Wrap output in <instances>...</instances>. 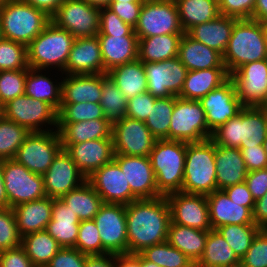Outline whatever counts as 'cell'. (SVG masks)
Returning <instances> with one entry per match:
<instances>
[{
	"label": "cell",
	"mask_w": 267,
	"mask_h": 267,
	"mask_svg": "<svg viewBox=\"0 0 267 267\" xmlns=\"http://www.w3.org/2000/svg\"><path fill=\"white\" fill-rule=\"evenodd\" d=\"M171 222L170 207L164 196L136 199L126 205L128 253L167 241Z\"/></svg>",
	"instance_id": "6da1fadb"
},
{
	"label": "cell",
	"mask_w": 267,
	"mask_h": 267,
	"mask_svg": "<svg viewBox=\"0 0 267 267\" xmlns=\"http://www.w3.org/2000/svg\"><path fill=\"white\" fill-rule=\"evenodd\" d=\"M222 58L229 75L244 64L267 59L264 23L254 19H237Z\"/></svg>",
	"instance_id": "7a4b0ae2"
},
{
	"label": "cell",
	"mask_w": 267,
	"mask_h": 267,
	"mask_svg": "<svg viewBox=\"0 0 267 267\" xmlns=\"http://www.w3.org/2000/svg\"><path fill=\"white\" fill-rule=\"evenodd\" d=\"M267 135V116L257 107L244 106L240 112L212 132L215 145L247 148L263 145Z\"/></svg>",
	"instance_id": "3957f363"
},
{
	"label": "cell",
	"mask_w": 267,
	"mask_h": 267,
	"mask_svg": "<svg viewBox=\"0 0 267 267\" xmlns=\"http://www.w3.org/2000/svg\"><path fill=\"white\" fill-rule=\"evenodd\" d=\"M186 142L157 140L149 154L158 193L166 197L181 192L184 179Z\"/></svg>",
	"instance_id": "277c9868"
},
{
	"label": "cell",
	"mask_w": 267,
	"mask_h": 267,
	"mask_svg": "<svg viewBox=\"0 0 267 267\" xmlns=\"http://www.w3.org/2000/svg\"><path fill=\"white\" fill-rule=\"evenodd\" d=\"M51 22L44 11L21 1L9 0L0 7L2 37L27 46Z\"/></svg>",
	"instance_id": "5b68a950"
},
{
	"label": "cell",
	"mask_w": 267,
	"mask_h": 267,
	"mask_svg": "<svg viewBox=\"0 0 267 267\" xmlns=\"http://www.w3.org/2000/svg\"><path fill=\"white\" fill-rule=\"evenodd\" d=\"M215 144L211 139L186 143L181 192L208 195L217 190Z\"/></svg>",
	"instance_id": "8992f818"
},
{
	"label": "cell",
	"mask_w": 267,
	"mask_h": 267,
	"mask_svg": "<svg viewBox=\"0 0 267 267\" xmlns=\"http://www.w3.org/2000/svg\"><path fill=\"white\" fill-rule=\"evenodd\" d=\"M74 39L67 30L57 27L51 21L27 45L28 66L40 70H47L53 66L52 68L57 67V71H61L62 74L66 67Z\"/></svg>",
	"instance_id": "52a82bcc"
},
{
	"label": "cell",
	"mask_w": 267,
	"mask_h": 267,
	"mask_svg": "<svg viewBox=\"0 0 267 267\" xmlns=\"http://www.w3.org/2000/svg\"><path fill=\"white\" fill-rule=\"evenodd\" d=\"M206 114L199 100H187L175 96L169 140L186 143L201 142L211 138Z\"/></svg>",
	"instance_id": "ba28073f"
},
{
	"label": "cell",
	"mask_w": 267,
	"mask_h": 267,
	"mask_svg": "<svg viewBox=\"0 0 267 267\" xmlns=\"http://www.w3.org/2000/svg\"><path fill=\"white\" fill-rule=\"evenodd\" d=\"M2 176L10 208L46 197L43 175L32 173L14 159L2 160Z\"/></svg>",
	"instance_id": "9c48e42d"
},
{
	"label": "cell",
	"mask_w": 267,
	"mask_h": 267,
	"mask_svg": "<svg viewBox=\"0 0 267 267\" xmlns=\"http://www.w3.org/2000/svg\"><path fill=\"white\" fill-rule=\"evenodd\" d=\"M134 32L138 39L184 34L175 0L144 1Z\"/></svg>",
	"instance_id": "30bf717a"
},
{
	"label": "cell",
	"mask_w": 267,
	"mask_h": 267,
	"mask_svg": "<svg viewBox=\"0 0 267 267\" xmlns=\"http://www.w3.org/2000/svg\"><path fill=\"white\" fill-rule=\"evenodd\" d=\"M63 149L57 130L30 132L14 157L32 173L43 175Z\"/></svg>",
	"instance_id": "8fae6325"
},
{
	"label": "cell",
	"mask_w": 267,
	"mask_h": 267,
	"mask_svg": "<svg viewBox=\"0 0 267 267\" xmlns=\"http://www.w3.org/2000/svg\"><path fill=\"white\" fill-rule=\"evenodd\" d=\"M3 116L25 127L30 132L57 130V111L48 103L25 94L3 105ZM47 129H44V126ZM53 126V129L46 127ZM55 128V129H54Z\"/></svg>",
	"instance_id": "7c38bea8"
},
{
	"label": "cell",
	"mask_w": 267,
	"mask_h": 267,
	"mask_svg": "<svg viewBox=\"0 0 267 267\" xmlns=\"http://www.w3.org/2000/svg\"><path fill=\"white\" fill-rule=\"evenodd\" d=\"M102 242V255L128 253L126 205L103 203L93 218Z\"/></svg>",
	"instance_id": "4fadbf2b"
},
{
	"label": "cell",
	"mask_w": 267,
	"mask_h": 267,
	"mask_svg": "<svg viewBox=\"0 0 267 267\" xmlns=\"http://www.w3.org/2000/svg\"><path fill=\"white\" fill-rule=\"evenodd\" d=\"M51 21L74 38L93 37L99 33L100 9L84 0H65Z\"/></svg>",
	"instance_id": "5bb4252c"
},
{
	"label": "cell",
	"mask_w": 267,
	"mask_h": 267,
	"mask_svg": "<svg viewBox=\"0 0 267 267\" xmlns=\"http://www.w3.org/2000/svg\"><path fill=\"white\" fill-rule=\"evenodd\" d=\"M114 154L149 156L157 139L143 121L124 117L112 124Z\"/></svg>",
	"instance_id": "9a60e30c"
},
{
	"label": "cell",
	"mask_w": 267,
	"mask_h": 267,
	"mask_svg": "<svg viewBox=\"0 0 267 267\" xmlns=\"http://www.w3.org/2000/svg\"><path fill=\"white\" fill-rule=\"evenodd\" d=\"M143 65L147 78V92L156 98L180 95L188 70L178 56L162 62L143 63Z\"/></svg>",
	"instance_id": "2e32d148"
},
{
	"label": "cell",
	"mask_w": 267,
	"mask_h": 267,
	"mask_svg": "<svg viewBox=\"0 0 267 267\" xmlns=\"http://www.w3.org/2000/svg\"><path fill=\"white\" fill-rule=\"evenodd\" d=\"M171 222L200 230H211L206 195L176 192L166 196Z\"/></svg>",
	"instance_id": "e0dca14e"
},
{
	"label": "cell",
	"mask_w": 267,
	"mask_h": 267,
	"mask_svg": "<svg viewBox=\"0 0 267 267\" xmlns=\"http://www.w3.org/2000/svg\"><path fill=\"white\" fill-rule=\"evenodd\" d=\"M199 102L205 111L207 126L211 133L234 118L244 107L237 97L236 87L231 78L210 91Z\"/></svg>",
	"instance_id": "ac0fdd59"
},
{
	"label": "cell",
	"mask_w": 267,
	"mask_h": 267,
	"mask_svg": "<svg viewBox=\"0 0 267 267\" xmlns=\"http://www.w3.org/2000/svg\"><path fill=\"white\" fill-rule=\"evenodd\" d=\"M113 160L120 166L125 174L131 191L132 201L136 199H150L160 197L155 175L149 156H125L114 154Z\"/></svg>",
	"instance_id": "d6986e66"
},
{
	"label": "cell",
	"mask_w": 267,
	"mask_h": 267,
	"mask_svg": "<svg viewBox=\"0 0 267 267\" xmlns=\"http://www.w3.org/2000/svg\"><path fill=\"white\" fill-rule=\"evenodd\" d=\"M43 178L46 196L54 199L61 198L87 180L65 149L57 154Z\"/></svg>",
	"instance_id": "ffe728a7"
},
{
	"label": "cell",
	"mask_w": 267,
	"mask_h": 267,
	"mask_svg": "<svg viewBox=\"0 0 267 267\" xmlns=\"http://www.w3.org/2000/svg\"><path fill=\"white\" fill-rule=\"evenodd\" d=\"M87 181L101 196L103 203L128 205L132 202L130 185L114 160L95 170Z\"/></svg>",
	"instance_id": "44dd1931"
},
{
	"label": "cell",
	"mask_w": 267,
	"mask_h": 267,
	"mask_svg": "<svg viewBox=\"0 0 267 267\" xmlns=\"http://www.w3.org/2000/svg\"><path fill=\"white\" fill-rule=\"evenodd\" d=\"M243 106H257L267 93V59L244 64L230 75Z\"/></svg>",
	"instance_id": "7402d4cb"
},
{
	"label": "cell",
	"mask_w": 267,
	"mask_h": 267,
	"mask_svg": "<svg viewBox=\"0 0 267 267\" xmlns=\"http://www.w3.org/2000/svg\"><path fill=\"white\" fill-rule=\"evenodd\" d=\"M62 147L86 178L114 158L113 138L62 144Z\"/></svg>",
	"instance_id": "603a6c76"
},
{
	"label": "cell",
	"mask_w": 267,
	"mask_h": 267,
	"mask_svg": "<svg viewBox=\"0 0 267 267\" xmlns=\"http://www.w3.org/2000/svg\"><path fill=\"white\" fill-rule=\"evenodd\" d=\"M107 73L104 69L100 42L96 36L75 38L62 75Z\"/></svg>",
	"instance_id": "cb8c5ba5"
},
{
	"label": "cell",
	"mask_w": 267,
	"mask_h": 267,
	"mask_svg": "<svg viewBox=\"0 0 267 267\" xmlns=\"http://www.w3.org/2000/svg\"><path fill=\"white\" fill-rule=\"evenodd\" d=\"M212 229L228 224H255L253 212L232 201L223 190L206 195Z\"/></svg>",
	"instance_id": "d4e9b609"
},
{
	"label": "cell",
	"mask_w": 267,
	"mask_h": 267,
	"mask_svg": "<svg viewBox=\"0 0 267 267\" xmlns=\"http://www.w3.org/2000/svg\"><path fill=\"white\" fill-rule=\"evenodd\" d=\"M62 80L61 104L100 103L103 73L65 75Z\"/></svg>",
	"instance_id": "484cf974"
},
{
	"label": "cell",
	"mask_w": 267,
	"mask_h": 267,
	"mask_svg": "<svg viewBox=\"0 0 267 267\" xmlns=\"http://www.w3.org/2000/svg\"><path fill=\"white\" fill-rule=\"evenodd\" d=\"M217 190L245 182L247 169L239 148L215 145Z\"/></svg>",
	"instance_id": "4316f807"
},
{
	"label": "cell",
	"mask_w": 267,
	"mask_h": 267,
	"mask_svg": "<svg viewBox=\"0 0 267 267\" xmlns=\"http://www.w3.org/2000/svg\"><path fill=\"white\" fill-rule=\"evenodd\" d=\"M52 218L46 231L61 247L75 248L80 220L60 198H53Z\"/></svg>",
	"instance_id": "83f0119b"
},
{
	"label": "cell",
	"mask_w": 267,
	"mask_h": 267,
	"mask_svg": "<svg viewBox=\"0 0 267 267\" xmlns=\"http://www.w3.org/2000/svg\"><path fill=\"white\" fill-rule=\"evenodd\" d=\"M100 42V49L104 69L134 62L138 59L139 39L137 35H114L97 36Z\"/></svg>",
	"instance_id": "f1b7e54d"
},
{
	"label": "cell",
	"mask_w": 267,
	"mask_h": 267,
	"mask_svg": "<svg viewBox=\"0 0 267 267\" xmlns=\"http://www.w3.org/2000/svg\"><path fill=\"white\" fill-rule=\"evenodd\" d=\"M52 207L53 198L48 196L13 207L20 236L46 230L52 218Z\"/></svg>",
	"instance_id": "f546056e"
},
{
	"label": "cell",
	"mask_w": 267,
	"mask_h": 267,
	"mask_svg": "<svg viewBox=\"0 0 267 267\" xmlns=\"http://www.w3.org/2000/svg\"><path fill=\"white\" fill-rule=\"evenodd\" d=\"M236 20L234 17L219 15L212 21L191 27L186 34L223 55Z\"/></svg>",
	"instance_id": "4dcf8cb0"
},
{
	"label": "cell",
	"mask_w": 267,
	"mask_h": 267,
	"mask_svg": "<svg viewBox=\"0 0 267 267\" xmlns=\"http://www.w3.org/2000/svg\"><path fill=\"white\" fill-rule=\"evenodd\" d=\"M178 58L188 71L226 68L219 52L194 40L186 33L179 43Z\"/></svg>",
	"instance_id": "1f68e13d"
},
{
	"label": "cell",
	"mask_w": 267,
	"mask_h": 267,
	"mask_svg": "<svg viewBox=\"0 0 267 267\" xmlns=\"http://www.w3.org/2000/svg\"><path fill=\"white\" fill-rule=\"evenodd\" d=\"M229 78L230 75L226 68L188 71L178 97L187 100H200L210 91L224 84Z\"/></svg>",
	"instance_id": "d6a6232c"
},
{
	"label": "cell",
	"mask_w": 267,
	"mask_h": 267,
	"mask_svg": "<svg viewBox=\"0 0 267 267\" xmlns=\"http://www.w3.org/2000/svg\"><path fill=\"white\" fill-rule=\"evenodd\" d=\"M61 144L112 138V124L105 118L75 123H57Z\"/></svg>",
	"instance_id": "836d02e7"
},
{
	"label": "cell",
	"mask_w": 267,
	"mask_h": 267,
	"mask_svg": "<svg viewBox=\"0 0 267 267\" xmlns=\"http://www.w3.org/2000/svg\"><path fill=\"white\" fill-rule=\"evenodd\" d=\"M107 75L118 86L127 100L147 92L145 67L139 59L115 66L107 71Z\"/></svg>",
	"instance_id": "e575fe53"
},
{
	"label": "cell",
	"mask_w": 267,
	"mask_h": 267,
	"mask_svg": "<svg viewBox=\"0 0 267 267\" xmlns=\"http://www.w3.org/2000/svg\"><path fill=\"white\" fill-rule=\"evenodd\" d=\"M208 231L170 222L167 242L196 263L203 254Z\"/></svg>",
	"instance_id": "d590c367"
},
{
	"label": "cell",
	"mask_w": 267,
	"mask_h": 267,
	"mask_svg": "<svg viewBox=\"0 0 267 267\" xmlns=\"http://www.w3.org/2000/svg\"><path fill=\"white\" fill-rule=\"evenodd\" d=\"M240 259L216 229L208 231L206 245L195 267H239Z\"/></svg>",
	"instance_id": "8d00e7d4"
},
{
	"label": "cell",
	"mask_w": 267,
	"mask_h": 267,
	"mask_svg": "<svg viewBox=\"0 0 267 267\" xmlns=\"http://www.w3.org/2000/svg\"><path fill=\"white\" fill-rule=\"evenodd\" d=\"M183 34H165L139 39L138 59L143 63L162 62L178 56Z\"/></svg>",
	"instance_id": "74e56055"
},
{
	"label": "cell",
	"mask_w": 267,
	"mask_h": 267,
	"mask_svg": "<svg viewBox=\"0 0 267 267\" xmlns=\"http://www.w3.org/2000/svg\"><path fill=\"white\" fill-rule=\"evenodd\" d=\"M42 71L46 70L28 68L25 95L50 104L58 112L61 107L62 79L54 82L49 76L43 75Z\"/></svg>",
	"instance_id": "f35d334b"
},
{
	"label": "cell",
	"mask_w": 267,
	"mask_h": 267,
	"mask_svg": "<svg viewBox=\"0 0 267 267\" xmlns=\"http://www.w3.org/2000/svg\"><path fill=\"white\" fill-rule=\"evenodd\" d=\"M60 199L77 214L80 221L93 220L103 204L101 196L87 180Z\"/></svg>",
	"instance_id": "ab89813d"
},
{
	"label": "cell",
	"mask_w": 267,
	"mask_h": 267,
	"mask_svg": "<svg viewBox=\"0 0 267 267\" xmlns=\"http://www.w3.org/2000/svg\"><path fill=\"white\" fill-rule=\"evenodd\" d=\"M181 26L191 27L216 19L220 15L218 0H175Z\"/></svg>",
	"instance_id": "60d3db41"
},
{
	"label": "cell",
	"mask_w": 267,
	"mask_h": 267,
	"mask_svg": "<svg viewBox=\"0 0 267 267\" xmlns=\"http://www.w3.org/2000/svg\"><path fill=\"white\" fill-rule=\"evenodd\" d=\"M21 247L35 267H45L62 248L46 230L23 236Z\"/></svg>",
	"instance_id": "b9f144b4"
},
{
	"label": "cell",
	"mask_w": 267,
	"mask_h": 267,
	"mask_svg": "<svg viewBox=\"0 0 267 267\" xmlns=\"http://www.w3.org/2000/svg\"><path fill=\"white\" fill-rule=\"evenodd\" d=\"M100 105L103 109L105 119L111 124L126 117L127 99L118 89V86L109 78L107 73H103Z\"/></svg>",
	"instance_id": "7bdbcfd3"
},
{
	"label": "cell",
	"mask_w": 267,
	"mask_h": 267,
	"mask_svg": "<svg viewBox=\"0 0 267 267\" xmlns=\"http://www.w3.org/2000/svg\"><path fill=\"white\" fill-rule=\"evenodd\" d=\"M174 105L175 96L173 95L168 98H157L154 107H151L144 123L157 140H169V127Z\"/></svg>",
	"instance_id": "ee69618b"
},
{
	"label": "cell",
	"mask_w": 267,
	"mask_h": 267,
	"mask_svg": "<svg viewBox=\"0 0 267 267\" xmlns=\"http://www.w3.org/2000/svg\"><path fill=\"white\" fill-rule=\"evenodd\" d=\"M140 254L159 267H195L193 260L167 241L145 248Z\"/></svg>",
	"instance_id": "f6af8a7d"
},
{
	"label": "cell",
	"mask_w": 267,
	"mask_h": 267,
	"mask_svg": "<svg viewBox=\"0 0 267 267\" xmlns=\"http://www.w3.org/2000/svg\"><path fill=\"white\" fill-rule=\"evenodd\" d=\"M226 240L236 256L241 259L259 232L256 224H228L216 229Z\"/></svg>",
	"instance_id": "bcb514c9"
},
{
	"label": "cell",
	"mask_w": 267,
	"mask_h": 267,
	"mask_svg": "<svg viewBox=\"0 0 267 267\" xmlns=\"http://www.w3.org/2000/svg\"><path fill=\"white\" fill-rule=\"evenodd\" d=\"M30 131L2 116L0 118V160L14 159Z\"/></svg>",
	"instance_id": "7dc6e473"
},
{
	"label": "cell",
	"mask_w": 267,
	"mask_h": 267,
	"mask_svg": "<svg viewBox=\"0 0 267 267\" xmlns=\"http://www.w3.org/2000/svg\"><path fill=\"white\" fill-rule=\"evenodd\" d=\"M100 118H105L100 103L61 104L57 112V123H75Z\"/></svg>",
	"instance_id": "c3c4849f"
},
{
	"label": "cell",
	"mask_w": 267,
	"mask_h": 267,
	"mask_svg": "<svg viewBox=\"0 0 267 267\" xmlns=\"http://www.w3.org/2000/svg\"><path fill=\"white\" fill-rule=\"evenodd\" d=\"M28 68L27 46L2 38L0 40V71Z\"/></svg>",
	"instance_id": "681fc988"
},
{
	"label": "cell",
	"mask_w": 267,
	"mask_h": 267,
	"mask_svg": "<svg viewBox=\"0 0 267 267\" xmlns=\"http://www.w3.org/2000/svg\"><path fill=\"white\" fill-rule=\"evenodd\" d=\"M28 69L0 71V101H8L25 94V80Z\"/></svg>",
	"instance_id": "f907efd6"
},
{
	"label": "cell",
	"mask_w": 267,
	"mask_h": 267,
	"mask_svg": "<svg viewBox=\"0 0 267 267\" xmlns=\"http://www.w3.org/2000/svg\"><path fill=\"white\" fill-rule=\"evenodd\" d=\"M75 248L86 255H102V242L94 220L80 221Z\"/></svg>",
	"instance_id": "816d5d0a"
},
{
	"label": "cell",
	"mask_w": 267,
	"mask_h": 267,
	"mask_svg": "<svg viewBox=\"0 0 267 267\" xmlns=\"http://www.w3.org/2000/svg\"><path fill=\"white\" fill-rule=\"evenodd\" d=\"M15 214L12 208H0V252L21 246Z\"/></svg>",
	"instance_id": "f5cc1de1"
},
{
	"label": "cell",
	"mask_w": 267,
	"mask_h": 267,
	"mask_svg": "<svg viewBox=\"0 0 267 267\" xmlns=\"http://www.w3.org/2000/svg\"><path fill=\"white\" fill-rule=\"evenodd\" d=\"M239 267H267V229H260Z\"/></svg>",
	"instance_id": "db71d44e"
},
{
	"label": "cell",
	"mask_w": 267,
	"mask_h": 267,
	"mask_svg": "<svg viewBox=\"0 0 267 267\" xmlns=\"http://www.w3.org/2000/svg\"><path fill=\"white\" fill-rule=\"evenodd\" d=\"M136 35L134 28L121 20L108 7L100 9L99 33L97 36Z\"/></svg>",
	"instance_id": "11a10c76"
},
{
	"label": "cell",
	"mask_w": 267,
	"mask_h": 267,
	"mask_svg": "<svg viewBox=\"0 0 267 267\" xmlns=\"http://www.w3.org/2000/svg\"><path fill=\"white\" fill-rule=\"evenodd\" d=\"M156 99L149 92L130 98L127 100L126 117L145 122Z\"/></svg>",
	"instance_id": "9f6ffc18"
},
{
	"label": "cell",
	"mask_w": 267,
	"mask_h": 267,
	"mask_svg": "<svg viewBox=\"0 0 267 267\" xmlns=\"http://www.w3.org/2000/svg\"><path fill=\"white\" fill-rule=\"evenodd\" d=\"M256 0H218L220 15L252 19Z\"/></svg>",
	"instance_id": "6f0895ef"
},
{
	"label": "cell",
	"mask_w": 267,
	"mask_h": 267,
	"mask_svg": "<svg viewBox=\"0 0 267 267\" xmlns=\"http://www.w3.org/2000/svg\"><path fill=\"white\" fill-rule=\"evenodd\" d=\"M86 256L76 248L62 247L45 267H84Z\"/></svg>",
	"instance_id": "680465c9"
},
{
	"label": "cell",
	"mask_w": 267,
	"mask_h": 267,
	"mask_svg": "<svg viewBox=\"0 0 267 267\" xmlns=\"http://www.w3.org/2000/svg\"><path fill=\"white\" fill-rule=\"evenodd\" d=\"M142 5L143 2H111L108 8L126 24L135 28L139 20Z\"/></svg>",
	"instance_id": "91938a15"
},
{
	"label": "cell",
	"mask_w": 267,
	"mask_h": 267,
	"mask_svg": "<svg viewBox=\"0 0 267 267\" xmlns=\"http://www.w3.org/2000/svg\"><path fill=\"white\" fill-rule=\"evenodd\" d=\"M239 149L248 172L267 168V156L263 145Z\"/></svg>",
	"instance_id": "94428289"
},
{
	"label": "cell",
	"mask_w": 267,
	"mask_h": 267,
	"mask_svg": "<svg viewBox=\"0 0 267 267\" xmlns=\"http://www.w3.org/2000/svg\"><path fill=\"white\" fill-rule=\"evenodd\" d=\"M0 267H35L24 249L16 248L0 252Z\"/></svg>",
	"instance_id": "6125c7cd"
},
{
	"label": "cell",
	"mask_w": 267,
	"mask_h": 267,
	"mask_svg": "<svg viewBox=\"0 0 267 267\" xmlns=\"http://www.w3.org/2000/svg\"><path fill=\"white\" fill-rule=\"evenodd\" d=\"M245 183L256 201L267 193V168L247 173Z\"/></svg>",
	"instance_id": "be15d7a7"
},
{
	"label": "cell",
	"mask_w": 267,
	"mask_h": 267,
	"mask_svg": "<svg viewBox=\"0 0 267 267\" xmlns=\"http://www.w3.org/2000/svg\"><path fill=\"white\" fill-rule=\"evenodd\" d=\"M223 191L232 201L239 203V205L248 207L253 212L255 200L253 199L245 182L227 187Z\"/></svg>",
	"instance_id": "e7e4bbea"
},
{
	"label": "cell",
	"mask_w": 267,
	"mask_h": 267,
	"mask_svg": "<svg viewBox=\"0 0 267 267\" xmlns=\"http://www.w3.org/2000/svg\"><path fill=\"white\" fill-rule=\"evenodd\" d=\"M253 221L260 229H267V193L255 201Z\"/></svg>",
	"instance_id": "03108f58"
},
{
	"label": "cell",
	"mask_w": 267,
	"mask_h": 267,
	"mask_svg": "<svg viewBox=\"0 0 267 267\" xmlns=\"http://www.w3.org/2000/svg\"><path fill=\"white\" fill-rule=\"evenodd\" d=\"M84 267H117L116 255H87Z\"/></svg>",
	"instance_id": "003e7915"
},
{
	"label": "cell",
	"mask_w": 267,
	"mask_h": 267,
	"mask_svg": "<svg viewBox=\"0 0 267 267\" xmlns=\"http://www.w3.org/2000/svg\"><path fill=\"white\" fill-rule=\"evenodd\" d=\"M35 8L44 10L50 17L57 11L65 0H21Z\"/></svg>",
	"instance_id": "a7ac6f4b"
},
{
	"label": "cell",
	"mask_w": 267,
	"mask_h": 267,
	"mask_svg": "<svg viewBox=\"0 0 267 267\" xmlns=\"http://www.w3.org/2000/svg\"><path fill=\"white\" fill-rule=\"evenodd\" d=\"M117 267H140V253H124L116 255Z\"/></svg>",
	"instance_id": "89a4df30"
},
{
	"label": "cell",
	"mask_w": 267,
	"mask_h": 267,
	"mask_svg": "<svg viewBox=\"0 0 267 267\" xmlns=\"http://www.w3.org/2000/svg\"><path fill=\"white\" fill-rule=\"evenodd\" d=\"M252 19L262 23L267 21V0H256Z\"/></svg>",
	"instance_id": "2644e50d"
},
{
	"label": "cell",
	"mask_w": 267,
	"mask_h": 267,
	"mask_svg": "<svg viewBox=\"0 0 267 267\" xmlns=\"http://www.w3.org/2000/svg\"><path fill=\"white\" fill-rule=\"evenodd\" d=\"M0 208H8V199L2 176V160H0Z\"/></svg>",
	"instance_id": "8c879c8a"
},
{
	"label": "cell",
	"mask_w": 267,
	"mask_h": 267,
	"mask_svg": "<svg viewBox=\"0 0 267 267\" xmlns=\"http://www.w3.org/2000/svg\"><path fill=\"white\" fill-rule=\"evenodd\" d=\"M89 5L97 7L99 9L106 8L110 5L111 0H84Z\"/></svg>",
	"instance_id": "753ad0ef"
},
{
	"label": "cell",
	"mask_w": 267,
	"mask_h": 267,
	"mask_svg": "<svg viewBox=\"0 0 267 267\" xmlns=\"http://www.w3.org/2000/svg\"><path fill=\"white\" fill-rule=\"evenodd\" d=\"M140 267H159L156 263L150 262L146 260L141 254H140Z\"/></svg>",
	"instance_id": "34e18365"
},
{
	"label": "cell",
	"mask_w": 267,
	"mask_h": 267,
	"mask_svg": "<svg viewBox=\"0 0 267 267\" xmlns=\"http://www.w3.org/2000/svg\"><path fill=\"white\" fill-rule=\"evenodd\" d=\"M257 107L267 116V93Z\"/></svg>",
	"instance_id": "11e5206c"
},
{
	"label": "cell",
	"mask_w": 267,
	"mask_h": 267,
	"mask_svg": "<svg viewBox=\"0 0 267 267\" xmlns=\"http://www.w3.org/2000/svg\"><path fill=\"white\" fill-rule=\"evenodd\" d=\"M111 2H144V0H111Z\"/></svg>",
	"instance_id": "2a66077c"
},
{
	"label": "cell",
	"mask_w": 267,
	"mask_h": 267,
	"mask_svg": "<svg viewBox=\"0 0 267 267\" xmlns=\"http://www.w3.org/2000/svg\"><path fill=\"white\" fill-rule=\"evenodd\" d=\"M263 147H264V150H265V153H266V156H267V135H266V138L263 142Z\"/></svg>",
	"instance_id": "b9fcfbb0"
},
{
	"label": "cell",
	"mask_w": 267,
	"mask_h": 267,
	"mask_svg": "<svg viewBox=\"0 0 267 267\" xmlns=\"http://www.w3.org/2000/svg\"><path fill=\"white\" fill-rule=\"evenodd\" d=\"M3 116V105L0 102V118Z\"/></svg>",
	"instance_id": "09005b40"
},
{
	"label": "cell",
	"mask_w": 267,
	"mask_h": 267,
	"mask_svg": "<svg viewBox=\"0 0 267 267\" xmlns=\"http://www.w3.org/2000/svg\"><path fill=\"white\" fill-rule=\"evenodd\" d=\"M9 0H0V7L3 6L6 2H8Z\"/></svg>",
	"instance_id": "979ff035"
},
{
	"label": "cell",
	"mask_w": 267,
	"mask_h": 267,
	"mask_svg": "<svg viewBox=\"0 0 267 267\" xmlns=\"http://www.w3.org/2000/svg\"><path fill=\"white\" fill-rule=\"evenodd\" d=\"M2 32H1V23H0V40L2 39Z\"/></svg>",
	"instance_id": "deb4b68c"
},
{
	"label": "cell",
	"mask_w": 267,
	"mask_h": 267,
	"mask_svg": "<svg viewBox=\"0 0 267 267\" xmlns=\"http://www.w3.org/2000/svg\"><path fill=\"white\" fill-rule=\"evenodd\" d=\"M264 26H265L266 33H267V21H266V22H264Z\"/></svg>",
	"instance_id": "67dfc351"
}]
</instances>
